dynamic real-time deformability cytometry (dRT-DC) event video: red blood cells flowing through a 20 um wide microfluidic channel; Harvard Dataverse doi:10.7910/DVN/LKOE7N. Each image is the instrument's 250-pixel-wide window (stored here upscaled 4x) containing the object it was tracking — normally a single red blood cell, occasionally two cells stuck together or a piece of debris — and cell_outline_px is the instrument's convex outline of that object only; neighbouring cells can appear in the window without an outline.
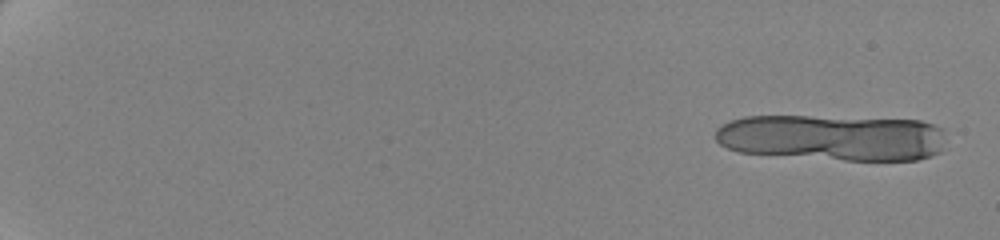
{"species": "human", "species_latin": "Homo sapiens", "temperature_condition": "cold", "stored_images_in_passage": 20, "camera_frame_rate_fps": 3000, "um_per_image_px": 0.085, "donor": {"sex": "female"}, "frame": {"image": 1, "passage_image": 3, "time_ms": 0.667, "image_size_px": [1000, 240], "cell_outline_px": [[944, 132], [940, 152], [932, 156], [916, 160], [844, 160], [736, 152], [720, 144], [716, 140], [716, 128], [720, 124], [744, 116], [808, 116], [920, 120], [932, 124], [940, 128]], "centroid_in_image_um": [70.72, 11.69], "position_along_channel_um": 14.3, "area_um2": 62.25}}